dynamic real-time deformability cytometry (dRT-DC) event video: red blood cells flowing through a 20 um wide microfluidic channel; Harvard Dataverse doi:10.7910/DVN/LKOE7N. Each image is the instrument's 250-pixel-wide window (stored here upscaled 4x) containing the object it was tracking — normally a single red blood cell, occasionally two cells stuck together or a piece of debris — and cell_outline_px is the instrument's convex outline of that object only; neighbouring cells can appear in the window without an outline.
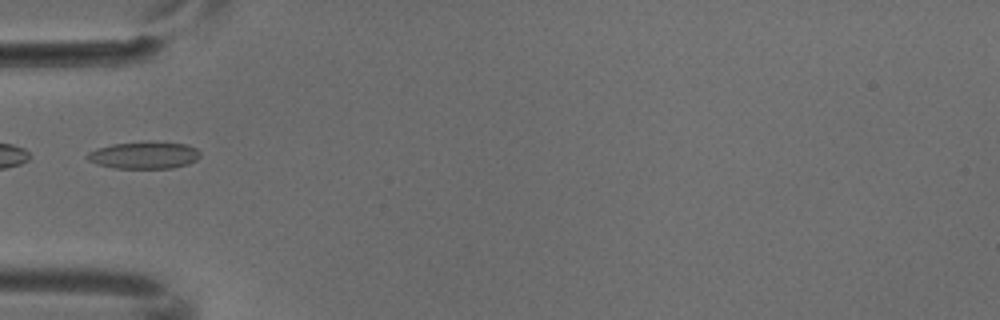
{"species": "common noctule bat (a hibernating species)", "species_latin": "Nyctalus noctula", "temperature_condition": "cold", "stored_images_in_passage": 3, "camera_frame_rate_fps": 3000, "um_per_image_px": 0.085, "animal": {"sex": "male", "body_mass_g": 18.8}, "frame": {"image": 1, "passage_image": 3, "time_ms": 0.667, "image_size_px": [1000, 320], "cell_outline_px": [[200, 156], [196, 160], [188, 164], [172, 168], [116, 168], [96, 164], [88, 160], [84, 156], [88, 152], [96, 148], [112, 144], [188, 144], [196, 148], [200, 152]], "centroid_in_image_um": [12.22, 13.23], "position_along_channel_um": 72.8, "area_um2": 17.17}}